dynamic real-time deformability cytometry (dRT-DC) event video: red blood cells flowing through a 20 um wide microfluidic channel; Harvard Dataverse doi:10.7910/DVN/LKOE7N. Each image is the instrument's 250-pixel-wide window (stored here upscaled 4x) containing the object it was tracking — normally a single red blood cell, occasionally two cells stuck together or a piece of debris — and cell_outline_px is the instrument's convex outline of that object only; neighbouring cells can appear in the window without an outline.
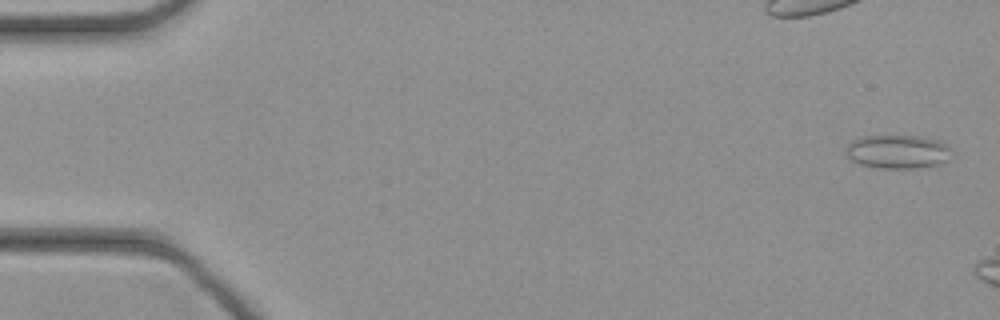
{"species": "common noctule bat (a hibernating species)", "species_latin": "Nyctalus noctula", "temperature_condition": "cold", "stored_images_in_passage": 11, "camera_frame_rate_fps": 3000, "um_per_image_px": 0.085, "animal": {"sex": "female", "body_mass_g": 21.9}, "frame": {"image": 1, "passage_image": 2, "time_ms": 0.333, "image_size_px": [1000, 320], "cell_outline_px": [[956, 152], [952, 160], [944, 164], [912, 168], [880, 168], [860, 164], [852, 160], [848, 156], [844, 148], [852, 140], [860, 136], [924, 136], [940, 140], [948, 144]], "centroid_in_image_um": [76.43, 12.89], "position_along_channel_um": 8.6, "area_um2": 21.5}}